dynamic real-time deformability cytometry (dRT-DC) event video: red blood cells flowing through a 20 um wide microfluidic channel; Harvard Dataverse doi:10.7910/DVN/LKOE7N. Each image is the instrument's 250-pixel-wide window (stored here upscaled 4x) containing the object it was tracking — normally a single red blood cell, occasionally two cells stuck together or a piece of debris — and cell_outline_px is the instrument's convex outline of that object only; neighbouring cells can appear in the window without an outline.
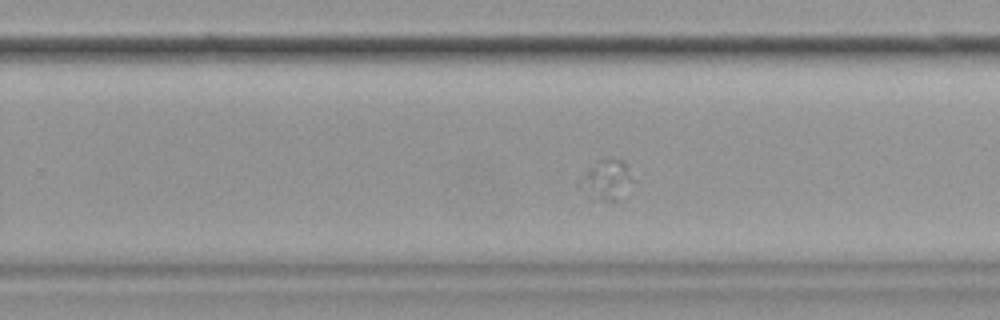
{"species": "common noctule bat (a hibernating species)", "species_latin": "Nyctalus noctula", "temperature_condition": "cold", "stored_images_in_passage": 18, "camera_frame_rate_fps": 3000, "um_per_image_px": 0.085, "animal": {"sex": "female", "body_mass_g": 19.9}, "frame": {"image": 1, "passage_image": 18, "time_ms": 5.667, "image_size_px": [1000, 320], "cell_outline_px": [[632, 180], [616, 200], [588, 200], [584, 180], [588, 168], [604, 160], [624, 160]], "centroid_in_image_um": [51.59, 15.31], "position_along_channel_um": 278.2, "area_um2": 10.98}}